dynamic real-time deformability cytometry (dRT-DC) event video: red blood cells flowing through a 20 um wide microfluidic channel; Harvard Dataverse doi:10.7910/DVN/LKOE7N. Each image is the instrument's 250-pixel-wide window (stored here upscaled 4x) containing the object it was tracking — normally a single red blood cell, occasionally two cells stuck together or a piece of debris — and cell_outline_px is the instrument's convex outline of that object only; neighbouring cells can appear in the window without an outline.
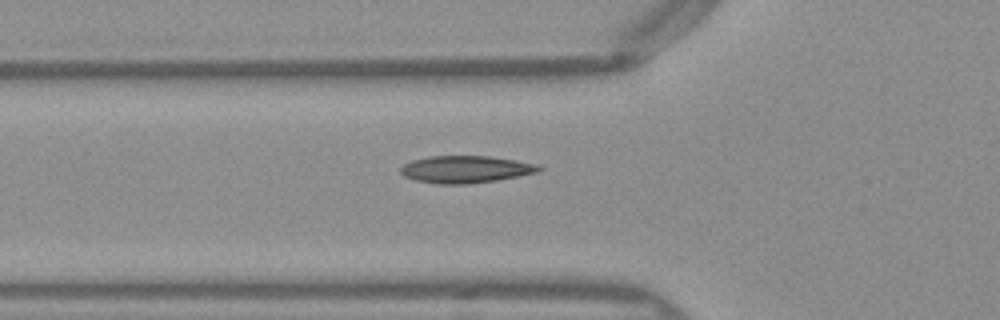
{"species": "Egyptian fruit bat (a non-hibernating species)", "species_latin": "Rousettus aegyptiacus", "temperature_condition": "warm", "stored_images_in_passage": 35, "camera_frame_rate_fps": 3000, "um_per_image_px": 0.085, "frame": {"image": 1, "passage_image": 2, "time_ms": 0.333, "image_size_px": [1000, 320], "cell_outline_px": [[544, 168], [536, 172], [496, 180], [468, 184], [436, 184], [416, 180], [404, 176], [400, 172], [400, 168], [404, 164], [412, 160], [428, 156], [488, 156], [516, 160], [536, 164]], "centroid_in_image_um": [39.54, 14.39], "position_along_channel_um": 86.3, "area_um2": 21.79}}
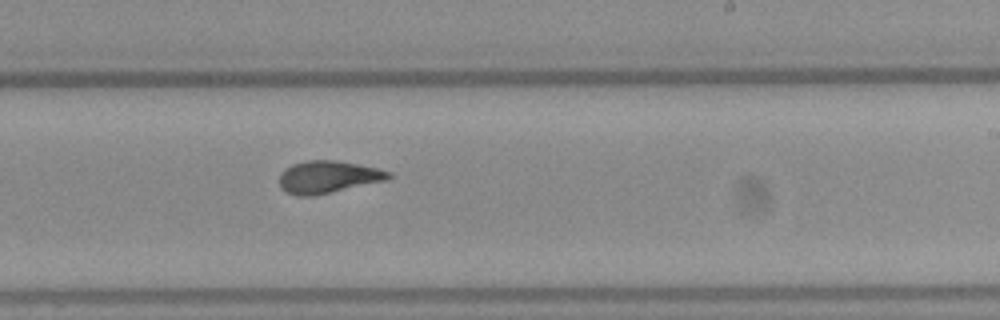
{"frame": {"image": 2, "passage_image": 15, "time_ms": 4.667, "image_size_px": [1000, 320], "cell_outline_px": [[392, 176], [388, 180], [312, 196], [300, 196], [288, 192], [280, 188], [280, 172], [284, 168], [292, 164], [308, 160], [336, 160], [376, 168], [392, 172]], "centroid_in_image_um": [27.88, 15.04], "position_along_channel_um": 261.1, "area_um2": 20.52}}
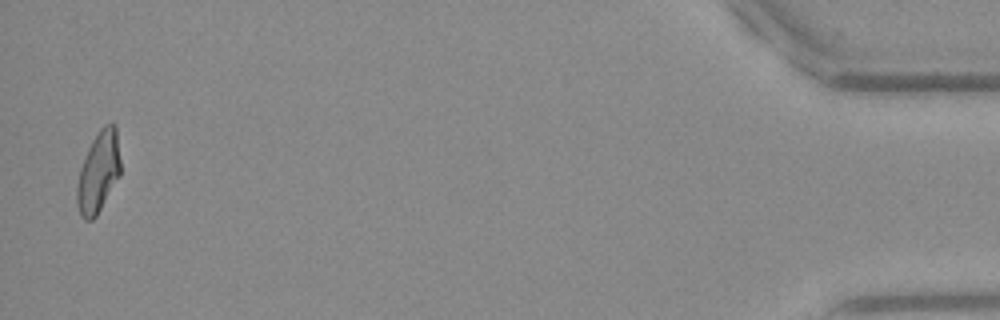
{"frame": {"image": 3, "passage_image": 34, "time_ms": 11.0, "image_size_px": [1000, 320], "cell_outline_px": [[120, 176], [96, 216], [92, 220], [84, 220], [80, 216], [76, 204], [76, 188], [80, 168], [88, 148], [92, 140], [100, 128], [104, 124], [116, 124], [120, 160]], "centroid_in_image_um": [8.36, 14.64], "position_along_channel_um": 426.8, "area_um2": 20.69}, "authors_computed_cell_mechanics": {"area_um2": 20.2878, "velocity_mm_per_s": 4.0101, "shape_relaxation_time_tau1_ms": 8.7305, "shape_relaxation_time_tau2_ms": 1.3397, "deformation_change_tau1": 0.237, "deformation_change_tau2": 0.0553}}